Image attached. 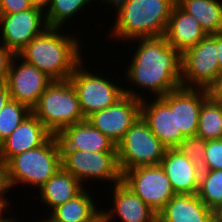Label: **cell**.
<instances>
[{
	"label": "cell",
	"instance_id": "27",
	"mask_svg": "<svg viewBox=\"0 0 222 222\" xmlns=\"http://www.w3.org/2000/svg\"><path fill=\"white\" fill-rule=\"evenodd\" d=\"M93 0H52L46 13V21L49 27L62 28L63 25L77 13H81L86 5ZM97 1V0H94Z\"/></svg>",
	"mask_w": 222,
	"mask_h": 222
},
{
	"label": "cell",
	"instance_id": "3",
	"mask_svg": "<svg viewBox=\"0 0 222 222\" xmlns=\"http://www.w3.org/2000/svg\"><path fill=\"white\" fill-rule=\"evenodd\" d=\"M175 4L176 0H129L115 12L111 37L131 43L137 38L164 36Z\"/></svg>",
	"mask_w": 222,
	"mask_h": 222
},
{
	"label": "cell",
	"instance_id": "36",
	"mask_svg": "<svg viewBox=\"0 0 222 222\" xmlns=\"http://www.w3.org/2000/svg\"><path fill=\"white\" fill-rule=\"evenodd\" d=\"M7 194L6 192H0V222L3 221L5 218H7V216L5 217L4 212L6 213L7 208L10 207L8 203H10V201L8 202V199L5 197Z\"/></svg>",
	"mask_w": 222,
	"mask_h": 222
},
{
	"label": "cell",
	"instance_id": "16",
	"mask_svg": "<svg viewBox=\"0 0 222 222\" xmlns=\"http://www.w3.org/2000/svg\"><path fill=\"white\" fill-rule=\"evenodd\" d=\"M53 134L31 113L3 142L0 161L7 163L13 156L45 144Z\"/></svg>",
	"mask_w": 222,
	"mask_h": 222
},
{
	"label": "cell",
	"instance_id": "25",
	"mask_svg": "<svg viewBox=\"0 0 222 222\" xmlns=\"http://www.w3.org/2000/svg\"><path fill=\"white\" fill-rule=\"evenodd\" d=\"M196 135L205 141L222 139V103L209 98L202 103Z\"/></svg>",
	"mask_w": 222,
	"mask_h": 222
},
{
	"label": "cell",
	"instance_id": "13",
	"mask_svg": "<svg viewBox=\"0 0 222 222\" xmlns=\"http://www.w3.org/2000/svg\"><path fill=\"white\" fill-rule=\"evenodd\" d=\"M52 82L53 80L50 77L34 65L15 55L5 84L11 99L28 106L32 110L41 94Z\"/></svg>",
	"mask_w": 222,
	"mask_h": 222
},
{
	"label": "cell",
	"instance_id": "11",
	"mask_svg": "<svg viewBox=\"0 0 222 222\" xmlns=\"http://www.w3.org/2000/svg\"><path fill=\"white\" fill-rule=\"evenodd\" d=\"M121 182L157 214L176 194L160 164L126 170L122 173Z\"/></svg>",
	"mask_w": 222,
	"mask_h": 222
},
{
	"label": "cell",
	"instance_id": "28",
	"mask_svg": "<svg viewBox=\"0 0 222 222\" xmlns=\"http://www.w3.org/2000/svg\"><path fill=\"white\" fill-rule=\"evenodd\" d=\"M32 113V110L11 99L0 111V143Z\"/></svg>",
	"mask_w": 222,
	"mask_h": 222
},
{
	"label": "cell",
	"instance_id": "20",
	"mask_svg": "<svg viewBox=\"0 0 222 222\" xmlns=\"http://www.w3.org/2000/svg\"><path fill=\"white\" fill-rule=\"evenodd\" d=\"M207 34L192 15L185 12L177 3L169 17L164 37L180 54L195 46Z\"/></svg>",
	"mask_w": 222,
	"mask_h": 222
},
{
	"label": "cell",
	"instance_id": "4",
	"mask_svg": "<svg viewBox=\"0 0 222 222\" xmlns=\"http://www.w3.org/2000/svg\"><path fill=\"white\" fill-rule=\"evenodd\" d=\"M6 165L10 189L21 183L39 189L62 167L57 135L37 148L13 156Z\"/></svg>",
	"mask_w": 222,
	"mask_h": 222
},
{
	"label": "cell",
	"instance_id": "2",
	"mask_svg": "<svg viewBox=\"0 0 222 222\" xmlns=\"http://www.w3.org/2000/svg\"><path fill=\"white\" fill-rule=\"evenodd\" d=\"M61 30L48 27L18 53L21 59L34 65L53 81L69 79L83 60L80 52L82 44L77 37L61 34Z\"/></svg>",
	"mask_w": 222,
	"mask_h": 222
},
{
	"label": "cell",
	"instance_id": "6",
	"mask_svg": "<svg viewBox=\"0 0 222 222\" xmlns=\"http://www.w3.org/2000/svg\"><path fill=\"white\" fill-rule=\"evenodd\" d=\"M116 148L121 174L140 166L159 165L167 149L142 116L128 129Z\"/></svg>",
	"mask_w": 222,
	"mask_h": 222
},
{
	"label": "cell",
	"instance_id": "38",
	"mask_svg": "<svg viewBox=\"0 0 222 222\" xmlns=\"http://www.w3.org/2000/svg\"><path fill=\"white\" fill-rule=\"evenodd\" d=\"M52 0H30L33 7L38 8L46 12L51 4Z\"/></svg>",
	"mask_w": 222,
	"mask_h": 222
},
{
	"label": "cell",
	"instance_id": "5",
	"mask_svg": "<svg viewBox=\"0 0 222 222\" xmlns=\"http://www.w3.org/2000/svg\"><path fill=\"white\" fill-rule=\"evenodd\" d=\"M32 113L53 135L86 119L69 79L53 81L41 94Z\"/></svg>",
	"mask_w": 222,
	"mask_h": 222
},
{
	"label": "cell",
	"instance_id": "7",
	"mask_svg": "<svg viewBox=\"0 0 222 222\" xmlns=\"http://www.w3.org/2000/svg\"><path fill=\"white\" fill-rule=\"evenodd\" d=\"M82 61L69 77L76 90L82 113L85 118L92 113L114 105L124 94V87L113 83L110 78L99 76L83 68Z\"/></svg>",
	"mask_w": 222,
	"mask_h": 222
},
{
	"label": "cell",
	"instance_id": "29",
	"mask_svg": "<svg viewBox=\"0 0 222 222\" xmlns=\"http://www.w3.org/2000/svg\"><path fill=\"white\" fill-rule=\"evenodd\" d=\"M206 141L200 136H188L179 142L176 149L187 156L194 164L200 168L204 164Z\"/></svg>",
	"mask_w": 222,
	"mask_h": 222
},
{
	"label": "cell",
	"instance_id": "35",
	"mask_svg": "<svg viewBox=\"0 0 222 222\" xmlns=\"http://www.w3.org/2000/svg\"><path fill=\"white\" fill-rule=\"evenodd\" d=\"M11 100L10 93L5 83H0V111Z\"/></svg>",
	"mask_w": 222,
	"mask_h": 222
},
{
	"label": "cell",
	"instance_id": "42",
	"mask_svg": "<svg viewBox=\"0 0 222 222\" xmlns=\"http://www.w3.org/2000/svg\"><path fill=\"white\" fill-rule=\"evenodd\" d=\"M16 219V217L15 218H13V217H11V218H9V217H7V218H5L3 221H1V222H17V220H15Z\"/></svg>",
	"mask_w": 222,
	"mask_h": 222
},
{
	"label": "cell",
	"instance_id": "9",
	"mask_svg": "<svg viewBox=\"0 0 222 222\" xmlns=\"http://www.w3.org/2000/svg\"><path fill=\"white\" fill-rule=\"evenodd\" d=\"M219 72L216 34L206 35L181 54V87L207 89Z\"/></svg>",
	"mask_w": 222,
	"mask_h": 222
},
{
	"label": "cell",
	"instance_id": "41",
	"mask_svg": "<svg viewBox=\"0 0 222 222\" xmlns=\"http://www.w3.org/2000/svg\"><path fill=\"white\" fill-rule=\"evenodd\" d=\"M40 222H59L57 220H55L54 218H52L51 216H48V218H44L42 221Z\"/></svg>",
	"mask_w": 222,
	"mask_h": 222
},
{
	"label": "cell",
	"instance_id": "19",
	"mask_svg": "<svg viewBox=\"0 0 222 222\" xmlns=\"http://www.w3.org/2000/svg\"><path fill=\"white\" fill-rule=\"evenodd\" d=\"M160 165L176 194H197L201 168L176 148L166 149Z\"/></svg>",
	"mask_w": 222,
	"mask_h": 222
},
{
	"label": "cell",
	"instance_id": "40",
	"mask_svg": "<svg viewBox=\"0 0 222 222\" xmlns=\"http://www.w3.org/2000/svg\"><path fill=\"white\" fill-rule=\"evenodd\" d=\"M213 218L217 222H222V203L219 204L215 209H213Z\"/></svg>",
	"mask_w": 222,
	"mask_h": 222
},
{
	"label": "cell",
	"instance_id": "12",
	"mask_svg": "<svg viewBox=\"0 0 222 222\" xmlns=\"http://www.w3.org/2000/svg\"><path fill=\"white\" fill-rule=\"evenodd\" d=\"M46 13L30 8L18 13L0 14L1 44L15 55L47 28Z\"/></svg>",
	"mask_w": 222,
	"mask_h": 222
},
{
	"label": "cell",
	"instance_id": "10",
	"mask_svg": "<svg viewBox=\"0 0 222 222\" xmlns=\"http://www.w3.org/2000/svg\"><path fill=\"white\" fill-rule=\"evenodd\" d=\"M124 88V96L114 105L92 113L86 120L97 130L118 144L128 129L141 116V93Z\"/></svg>",
	"mask_w": 222,
	"mask_h": 222
},
{
	"label": "cell",
	"instance_id": "43",
	"mask_svg": "<svg viewBox=\"0 0 222 222\" xmlns=\"http://www.w3.org/2000/svg\"><path fill=\"white\" fill-rule=\"evenodd\" d=\"M210 222H217L214 218Z\"/></svg>",
	"mask_w": 222,
	"mask_h": 222
},
{
	"label": "cell",
	"instance_id": "8",
	"mask_svg": "<svg viewBox=\"0 0 222 222\" xmlns=\"http://www.w3.org/2000/svg\"><path fill=\"white\" fill-rule=\"evenodd\" d=\"M62 167L78 179L82 185L89 179L104 180L118 184L121 171L117 152H89L82 150H61Z\"/></svg>",
	"mask_w": 222,
	"mask_h": 222
},
{
	"label": "cell",
	"instance_id": "37",
	"mask_svg": "<svg viewBox=\"0 0 222 222\" xmlns=\"http://www.w3.org/2000/svg\"><path fill=\"white\" fill-rule=\"evenodd\" d=\"M216 50L219 60V70L222 72V32L216 33Z\"/></svg>",
	"mask_w": 222,
	"mask_h": 222
},
{
	"label": "cell",
	"instance_id": "22",
	"mask_svg": "<svg viewBox=\"0 0 222 222\" xmlns=\"http://www.w3.org/2000/svg\"><path fill=\"white\" fill-rule=\"evenodd\" d=\"M82 183L63 167L39 188L41 201L54 209L56 206L74 199L85 188Z\"/></svg>",
	"mask_w": 222,
	"mask_h": 222
},
{
	"label": "cell",
	"instance_id": "30",
	"mask_svg": "<svg viewBox=\"0 0 222 222\" xmlns=\"http://www.w3.org/2000/svg\"><path fill=\"white\" fill-rule=\"evenodd\" d=\"M201 170H222V139L206 141Z\"/></svg>",
	"mask_w": 222,
	"mask_h": 222
},
{
	"label": "cell",
	"instance_id": "31",
	"mask_svg": "<svg viewBox=\"0 0 222 222\" xmlns=\"http://www.w3.org/2000/svg\"><path fill=\"white\" fill-rule=\"evenodd\" d=\"M33 8L30 0H0V14H12Z\"/></svg>",
	"mask_w": 222,
	"mask_h": 222
},
{
	"label": "cell",
	"instance_id": "39",
	"mask_svg": "<svg viewBox=\"0 0 222 222\" xmlns=\"http://www.w3.org/2000/svg\"><path fill=\"white\" fill-rule=\"evenodd\" d=\"M103 2V4H105V2L109 5H112L113 7H115V11L119 10L122 6H124L129 0H100V2Z\"/></svg>",
	"mask_w": 222,
	"mask_h": 222
},
{
	"label": "cell",
	"instance_id": "23",
	"mask_svg": "<svg viewBox=\"0 0 222 222\" xmlns=\"http://www.w3.org/2000/svg\"><path fill=\"white\" fill-rule=\"evenodd\" d=\"M90 193L85 188L74 199L56 206L49 215L59 222H101V210Z\"/></svg>",
	"mask_w": 222,
	"mask_h": 222
},
{
	"label": "cell",
	"instance_id": "26",
	"mask_svg": "<svg viewBox=\"0 0 222 222\" xmlns=\"http://www.w3.org/2000/svg\"><path fill=\"white\" fill-rule=\"evenodd\" d=\"M197 196L212 210L222 203V170H201Z\"/></svg>",
	"mask_w": 222,
	"mask_h": 222
},
{
	"label": "cell",
	"instance_id": "18",
	"mask_svg": "<svg viewBox=\"0 0 222 222\" xmlns=\"http://www.w3.org/2000/svg\"><path fill=\"white\" fill-rule=\"evenodd\" d=\"M57 137L61 150L117 152L116 144L86 119L64 128Z\"/></svg>",
	"mask_w": 222,
	"mask_h": 222
},
{
	"label": "cell",
	"instance_id": "17",
	"mask_svg": "<svg viewBox=\"0 0 222 222\" xmlns=\"http://www.w3.org/2000/svg\"><path fill=\"white\" fill-rule=\"evenodd\" d=\"M207 98L206 89L175 90L176 147L185 137L197 134L201 105Z\"/></svg>",
	"mask_w": 222,
	"mask_h": 222
},
{
	"label": "cell",
	"instance_id": "15",
	"mask_svg": "<svg viewBox=\"0 0 222 222\" xmlns=\"http://www.w3.org/2000/svg\"><path fill=\"white\" fill-rule=\"evenodd\" d=\"M112 188L113 206L107 211L101 209V222H113L114 217L122 222H157V213L122 182Z\"/></svg>",
	"mask_w": 222,
	"mask_h": 222
},
{
	"label": "cell",
	"instance_id": "21",
	"mask_svg": "<svg viewBox=\"0 0 222 222\" xmlns=\"http://www.w3.org/2000/svg\"><path fill=\"white\" fill-rule=\"evenodd\" d=\"M213 210L197 194H175L157 214V222H210Z\"/></svg>",
	"mask_w": 222,
	"mask_h": 222
},
{
	"label": "cell",
	"instance_id": "32",
	"mask_svg": "<svg viewBox=\"0 0 222 222\" xmlns=\"http://www.w3.org/2000/svg\"><path fill=\"white\" fill-rule=\"evenodd\" d=\"M15 54L0 43V83H5Z\"/></svg>",
	"mask_w": 222,
	"mask_h": 222
},
{
	"label": "cell",
	"instance_id": "34",
	"mask_svg": "<svg viewBox=\"0 0 222 222\" xmlns=\"http://www.w3.org/2000/svg\"><path fill=\"white\" fill-rule=\"evenodd\" d=\"M10 186L7 180V165L3 161H0V192L9 191Z\"/></svg>",
	"mask_w": 222,
	"mask_h": 222
},
{
	"label": "cell",
	"instance_id": "24",
	"mask_svg": "<svg viewBox=\"0 0 222 222\" xmlns=\"http://www.w3.org/2000/svg\"><path fill=\"white\" fill-rule=\"evenodd\" d=\"M176 3L197 19L207 35L222 32V0H176Z\"/></svg>",
	"mask_w": 222,
	"mask_h": 222
},
{
	"label": "cell",
	"instance_id": "33",
	"mask_svg": "<svg viewBox=\"0 0 222 222\" xmlns=\"http://www.w3.org/2000/svg\"><path fill=\"white\" fill-rule=\"evenodd\" d=\"M209 99L222 103V72H219L213 82L206 89Z\"/></svg>",
	"mask_w": 222,
	"mask_h": 222
},
{
	"label": "cell",
	"instance_id": "14",
	"mask_svg": "<svg viewBox=\"0 0 222 222\" xmlns=\"http://www.w3.org/2000/svg\"><path fill=\"white\" fill-rule=\"evenodd\" d=\"M141 116L167 148H176L175 90L150 102L141 100Z\"/></svg>",
	"mask_w": 222,
	"mask_h": 222
},
{
	"label": "cell",
	"instance_id": "1",
	"mask_svg": "<svg viewBox=\"0 0 222 222\" xmlns=\"http://www.w3.org/2000/svg\"><path fill=\"white\" fill-rule=\"evenodd\" d=\"M139 44L133 52L130 66L125 72L139 89L149 90L162 97L181 87V54L175 50L164 36L137 38Z\"/></svg>",
	"mask_w": 222,
	"mask_h": 222
}]
</instances>
